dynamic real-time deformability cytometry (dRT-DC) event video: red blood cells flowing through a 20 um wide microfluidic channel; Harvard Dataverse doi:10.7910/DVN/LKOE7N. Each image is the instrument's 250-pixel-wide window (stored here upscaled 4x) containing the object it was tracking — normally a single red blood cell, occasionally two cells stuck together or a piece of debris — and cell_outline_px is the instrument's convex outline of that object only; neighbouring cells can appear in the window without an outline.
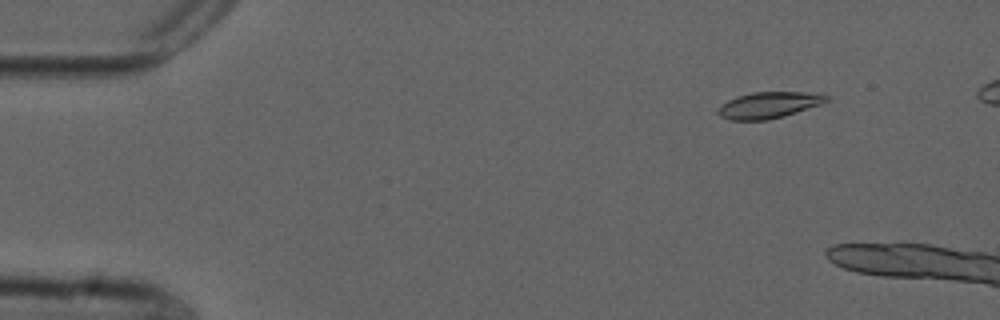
{"species": "common noctule bat (a hibernating species)", "species_latin": "Nyctalus noctula", "temperature_condition": "cold", "stored_images_in_passage": 12, "camera_frame_rate_fps": 3000, "um_per_image_px": 0.085, "animal": {"sex": "male", "forearm_length_mm": 52.5}, "frame": {"image": 1, "passage_image": 7, "time_ms": 2.0, "image_size_px": [1000, 320], "cell_outline_px": [[828, 100], [820, 104], [784, 116], [768, 120], [732, 120], [720, 116], [716, 112], [720, 104], [736, 96], [752, 92], [804, 92], [828, 96]], "centroid_in_image_um": [65.27, 8.93], "position_along_channel_um": 19.7, "area_um2": 16.47}}